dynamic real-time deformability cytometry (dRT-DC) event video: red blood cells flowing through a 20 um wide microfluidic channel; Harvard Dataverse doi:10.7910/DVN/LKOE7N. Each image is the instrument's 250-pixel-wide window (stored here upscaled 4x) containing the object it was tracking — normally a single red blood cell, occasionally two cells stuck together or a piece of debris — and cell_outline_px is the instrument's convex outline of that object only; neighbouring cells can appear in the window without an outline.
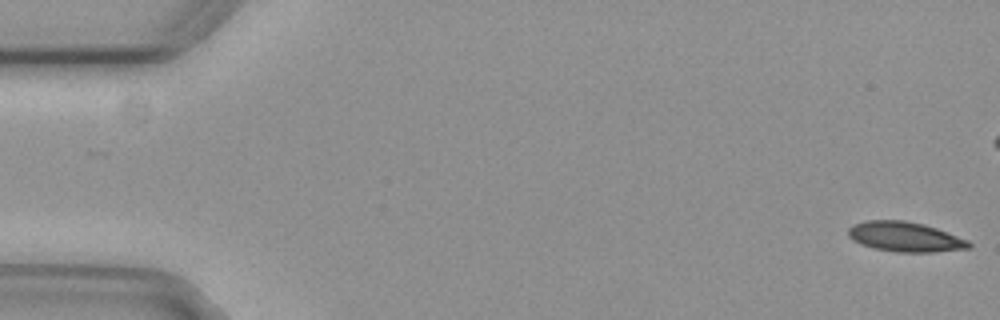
{"species": "common noctule bat (a hibernating species)", "species_latin": "Nyctalus noctula", "temperature_condition": "cold", "stored_images_in_passage": 48, "camera_frame_rate_fps": 3000, "um_per_image_px": 0.085, "animal": {"sex": "female", "body_mass_g": 29.2, "forearm_length_mm": 56.3}, "frame": {"image": 1, "passage_image": 1, "time_ms": 0.0, "image_size_px": [1000, 320], "cell_outline_px": [[972, 248], [932, 252], [896, 252], [872, 248], [860, 244], [852, 240], [848, 236], [848, 228], [852, 224], [868, 220], [904, 220], [924, 224], [936, 228], [968, 240], [972, 244]], "centroid_in_image_um": [76.91, 20.13], "position_along_channel_um": 8.1, "area_um2": 21.15}}
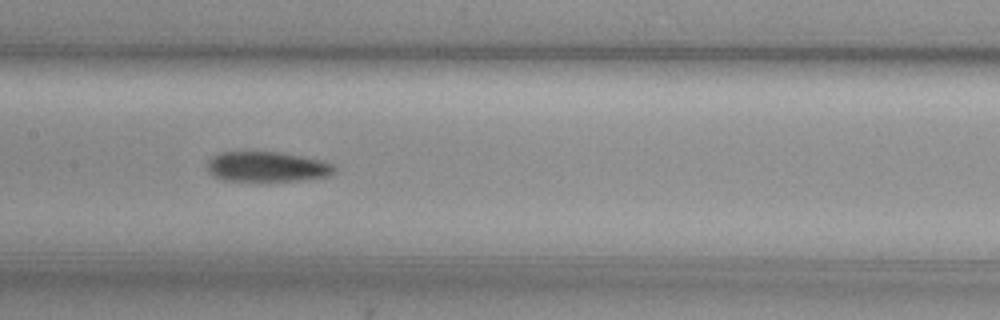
{"frame": {"image": 2, "passage_image": 27, "time_ms": 8.667, "image_size_px": [1000, 320], "cell_outline_px": [[336, 168], [328, 176], [268, 184], [224, 180], [212, 176], [208, 172], [208, 160], [216, 152], [280, 152], [320, 160], [332, 164]], "centroid_in_image_um": [22.62, 14.22], "position_along_channel_um": 184.8, "area_um2": 23.06}}
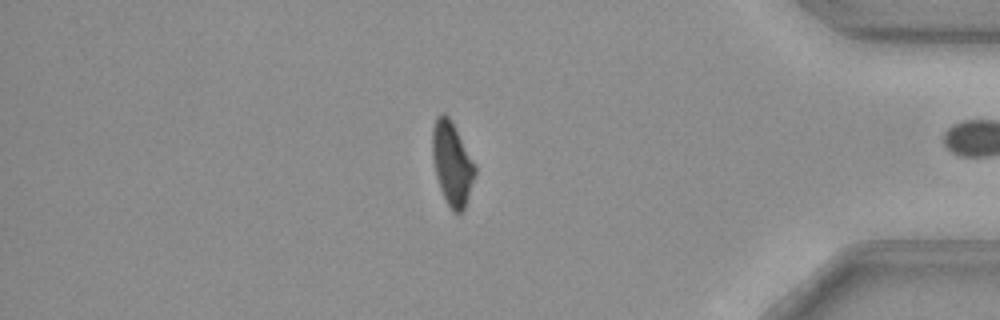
{"frame": {"image": 3, "passage_image": 47, "time_ms": 15.333, "image_size_px": [1000, 320], "cell_outline_px": [[476, 172], [464, 208], [460, 212], [452, 212], [440, 188], [436, 176], [432, 156], [432, 128], [436, 116], [440, 112], [444, 112], [452, 120], [476, 164]], "centroid_in_image_um": [38.42, 13.82], "position_along_channel_um": 396.8, "area_um2": 20.81}, "authors_computed_cell_mechanics": {"area_um2": 22.6287, "velocity_mm_per_s": 3.714, "shape_relaxation_time_tau1_ms": 4.8144, "shape_relaxation_time_tau2_ms": 9.2629, "deformation_change_tau1": 0.1353, "deformation_change_tau2": 0.1615}}